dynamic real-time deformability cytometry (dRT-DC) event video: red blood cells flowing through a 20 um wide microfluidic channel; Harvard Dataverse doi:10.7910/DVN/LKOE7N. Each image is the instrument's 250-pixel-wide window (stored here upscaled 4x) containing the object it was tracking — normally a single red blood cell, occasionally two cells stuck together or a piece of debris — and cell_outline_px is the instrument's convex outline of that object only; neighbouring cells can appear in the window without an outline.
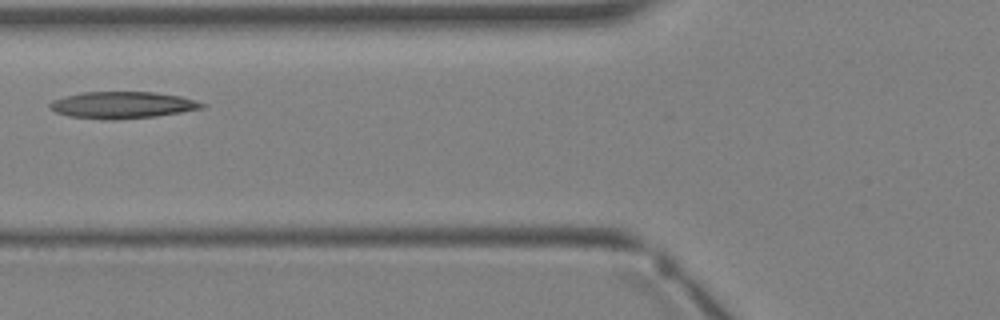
{"species": "Egyptian fruit bat (a non-hibernating species)", "species_latin": "Rousettus aegyptiacus", "temperature_condition": "warm", "stored_images_in_passage": 3, "camera_frame_rate_fps": 3000, "um_per_image_px": 0.085, "animal": {"sex": "female"}, "frame": {"image": 1, "passage_image": 3, "time_ms": 2.333, "image_size_px": [1000, 320], "cell_outline_px": [[208, 104], [204, 108], [156, 116], [112, 120], [68, 116], [56, 112], [48, 104], [52, 100], [84, 92], [152, 92], [180, 96]], "centroid_in_image_um": [10.43, 8.93], "position_along_channel_um": 115.4, "area_um2": 23.47}}